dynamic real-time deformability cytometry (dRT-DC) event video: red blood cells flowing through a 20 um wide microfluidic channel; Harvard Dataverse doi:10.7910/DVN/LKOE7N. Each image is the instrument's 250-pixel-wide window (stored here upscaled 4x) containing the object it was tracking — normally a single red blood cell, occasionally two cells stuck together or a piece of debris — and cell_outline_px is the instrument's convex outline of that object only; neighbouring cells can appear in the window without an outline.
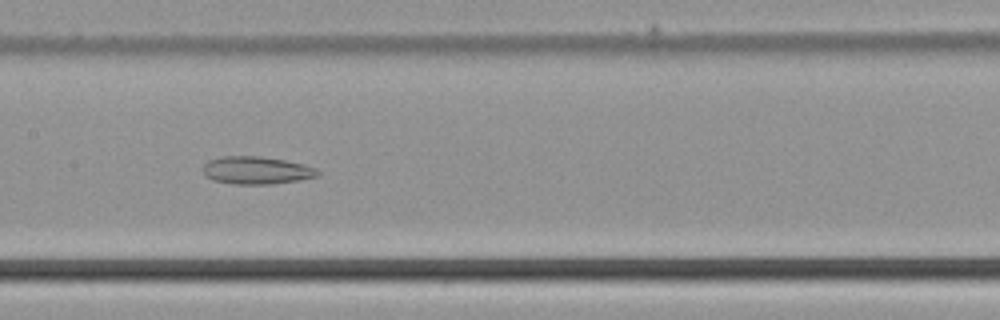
{"species": "common noctule bat (a hibernating species)", "species_latin": "Nyctalus noctula", "temperature_condition": "cold", "stored_images_in_passage": 51, "camera_frame_rate_fps": 3000, "um_per_image_px": 0.085, "animal": {"sex": "male", "body_mass_g": 21.5, "forearm_length_mm": 52.0}, "frame": {"image": 1, "passage_image": 26, "time_ms": 8.333, "image_size_px": [1000, 320], "cell_outline_px": [[320, 176], [300, 180], [272, 184], [232, 184], [212, 180], [204, 176], [204, 164], [208, 160], [220, 156], [260, 156], [284, 160], [304, 164], [316, 168], [320, 172]], "centroid_in_image_um": [21.8, 14.48], "position_along_channel_um": 185.6, "area_um2": 18.73}}
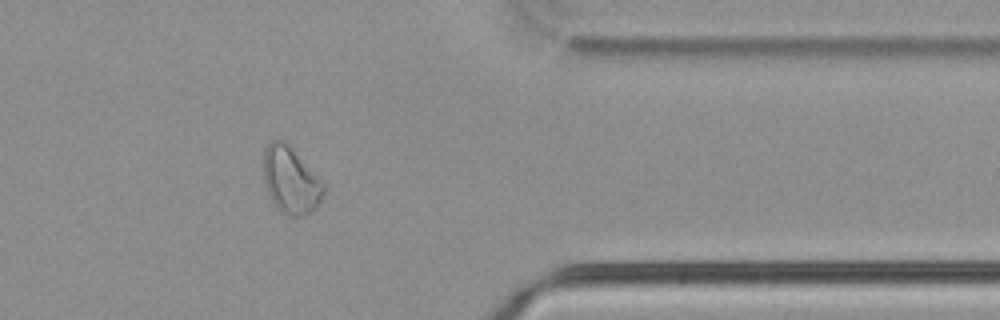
{"frame": {"image": 2, "passage_image": 42, "time_ms": 13.667, "image_size_px": [1000, 320], "cell_outline_px": [[324, 192], [316, 208], [312, 212], [304, 216], [292, 216], [284, 212], [272, 200], [268, 192], [264, 180], [264, 148], [272, 140], [284, 140], [288, 144], [324, 184]], "centroid_in_image_um": [24.71, 15.32], "position_along_channel_um": 386.7, "area_um2": 22.77}}
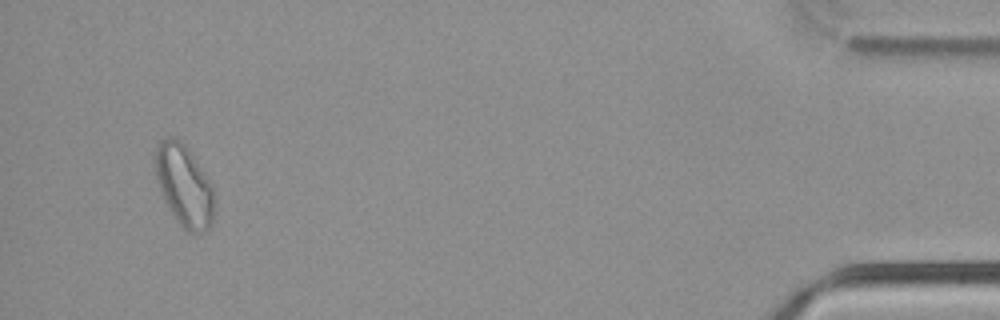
{"frame": {"image": 3, "passage_image": 49, "time_ms": 16.0, "image_size_px": [1000, 320], "cell_outline_px": [[216, 204], [212, 220], [208, 228], [204, 232], [188, 232], [176, 220], [164, 200], [156, 176], [156, 148], [160, 140], [164, 136], [172, 136], [180, 140], [184, 144], [208, 176], [212, 184], [216, 196]], "centroid_in_image_um": [15.69, 15.77], "position_along_channel_um": 419.5, "area_um2": 28.21}}